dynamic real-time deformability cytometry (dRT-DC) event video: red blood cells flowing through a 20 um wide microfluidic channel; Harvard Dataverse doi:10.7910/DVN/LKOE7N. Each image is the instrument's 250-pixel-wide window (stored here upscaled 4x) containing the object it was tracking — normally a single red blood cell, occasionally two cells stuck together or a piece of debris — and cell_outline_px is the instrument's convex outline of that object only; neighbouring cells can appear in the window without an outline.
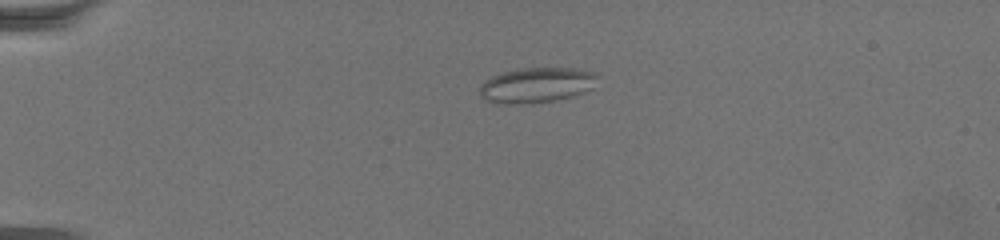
{"species": "common noctule bat (a hibernating species)", "species_latin": "Nyctalus noctula", "temperature_condition": "warm", "stored_images_in_passage": 53, "camera_frame_rate_fps": 3000, "um_per_image_px": 0.085, "animal": {"sex": "female", "body_mass_g": 19.5, "forearm_length_mm": 54.1}, "frame": {"image": 1, "passage_image": 2, "time_ms": 0.333, "image_size_px": [1000, 240], "cell_outline_px": [[596, 76], [592, 88], [584, 92], [572, 96], [552, 100], [508, 104], [484, 100], [480, 96], [480, 84], [492, 76], [504, 72], [524, 68], [572, 68], [592, 72]], "centroid_in_image_um": [45.56, 7.22], "position_along_channel_um": 39.4, "area_um2": 23.52}}
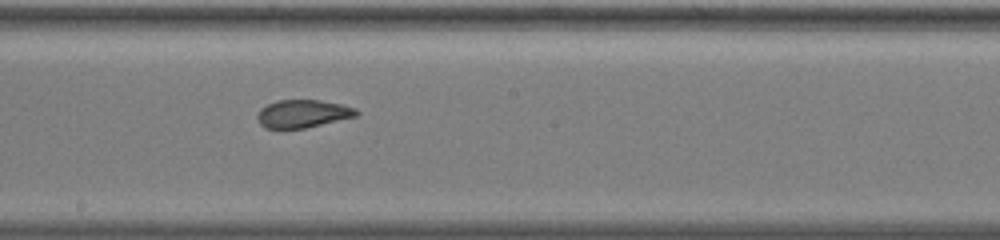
{"frame": {"image": 2, "passage_image": 25, "time_ms": 8.0, "image_size_px": [1000, 240], "cell_outline_px": [[360, 112], [356, 116], [304, 128], [264, 128], [260, 124], [256, 116], [260, 108], [276, 100], [320, 100], [340, 104], [356, 108]], "centroid_in_image_um": [25.71, 9.66], "position_along_channel_um": 222.5, "area_um2": 16.01}}
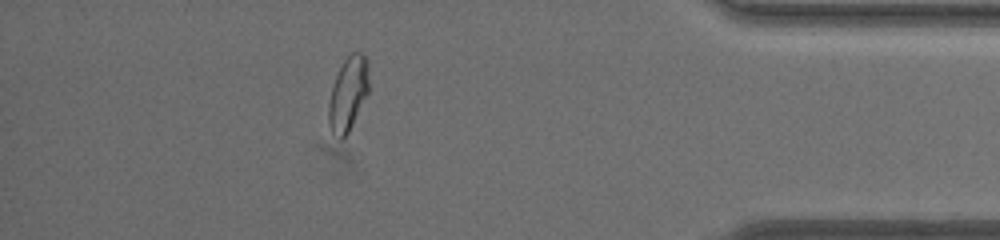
{"frame": {"image": 3, "passage_image": 46, "time_ms": 15.0, "image_size_px": [1000, 240], "cell_outline_px": [[368, 92], [348, 132], [340, 140], [332, 132], [328, 124], [328, 104], [332, 88], [336, 76], [344, 60], [352, 52], [360, 52], [368, 60]], "centroid_in_image_um": [29.58, 7.96], "position_along_channel_um": 405.6, "area_um2": 17.05}, "authors_computed_cell_mechanics": {"area_um2": 17.051, "velocity_mm_per_s": 3.102, "shape_relaxation_time_tau1_ms": null, "shape_relaxation_time_tau2_ms": 1.3367, "deformation_change_tau1": null, "deformation_change_tau2": 0.0721}}